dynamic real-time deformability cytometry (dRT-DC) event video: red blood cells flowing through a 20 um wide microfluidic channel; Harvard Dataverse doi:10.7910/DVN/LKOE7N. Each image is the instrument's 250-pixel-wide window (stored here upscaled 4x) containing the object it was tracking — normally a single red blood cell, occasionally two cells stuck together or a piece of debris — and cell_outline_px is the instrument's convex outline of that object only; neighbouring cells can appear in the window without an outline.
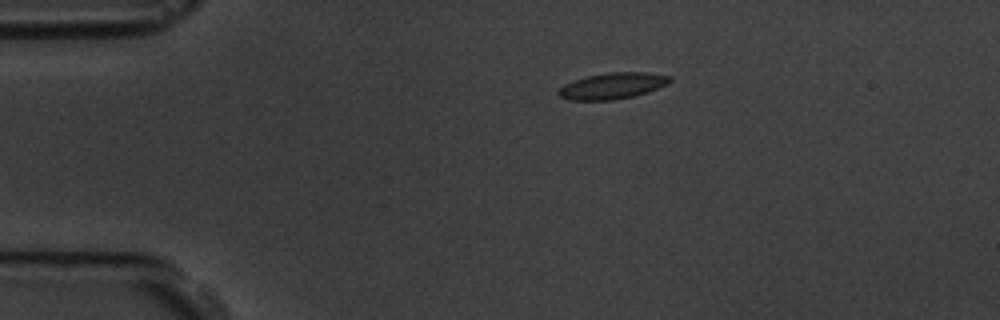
{"species": "common noctule bat (a hibernating species)", "species_latin": "Nyctalus noctula", "temperature_condition": "room temperature", "stored_images_in_passage": 13, "camera_frame_rate_fps": 3000, "um_per_image_px": 0.085, "animal": {"sex": "male", "body_mass_g": 19.5, "forearm_length_mm": 54.6}, "frame": {"image": 1, "passage_image": 1, "time_ms": 0.0, "image_size_px": [1000, 320], "cell_outline_px": [[672, 80], [668, 84], [632, 96], [612, 100], [568, 100], [560, 96], [556, 92], [564, 84], [572, 80], [588, 76], [608, 72], [648, 72], [672, 76]], "centroid_in_image_um": [52.04, 7.28], "position_along_channel_um": 33.0, "area_um2": 16.94}}
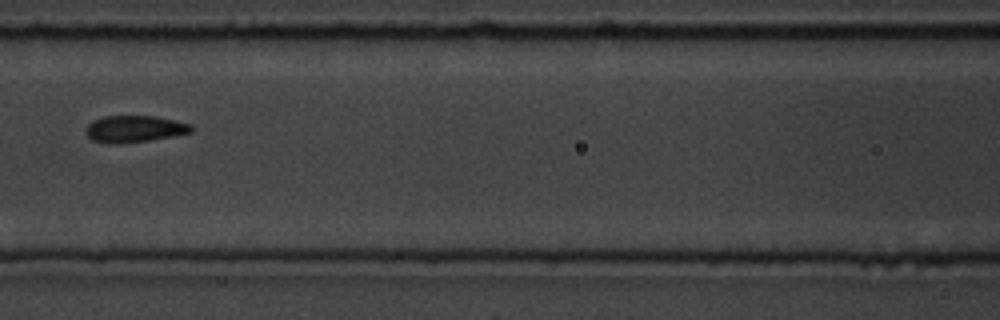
{"frame": {"image": 2, "passage_image": 5, "time_ms": 4.667, "image_size_px": [1000, 320], "cell_outline_px": [[192, 132], [172, 136], [148, 140], [120, 144], [108, 144], [92, 140], [88, 136], [88, 124], [92, 120], [104, 116], [156, 116], [192, 124]], "centroid_in_image_um": [11.43, 10.95], "position_along_channel_um": 155.2, "area_um2": 16.36}}
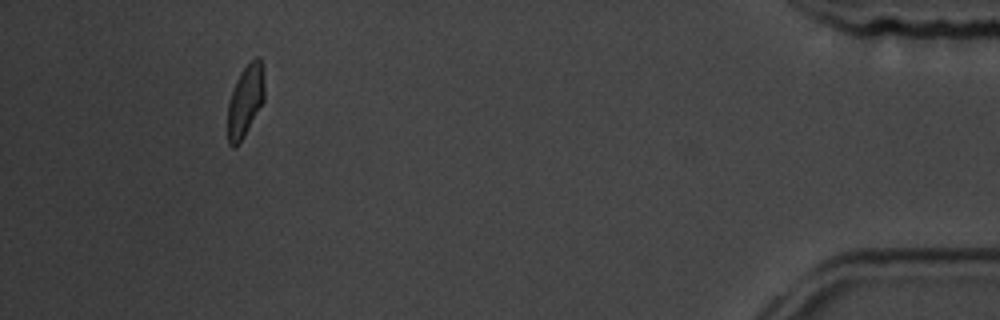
{"frame": {"image": 3, "passage_image": 12, "time_ms": 13.667, "image_size_px": [1000, 320], "cell_outline_px": [[264, 100], [244, 136], [232, 148], [228, 144], [228, 104], [236, 80], [240, 72], [256, 56], [260, 56], [264, 84]], "centroid_in_image_um": [20.85, 8.55], "position_along_channel_um": 414.4, "area_um2": 15.03}, "authors_computed_cell_mechanics": {"area_um2": 16.3574, "velocity_mm_per_s": 3.6215, "shape_relaxation_time_tau1_ms": 2.0711, "shape_relaxation_time_tau2_ms": null, "deformation_change_tau1": 0.0994, "deformation_change_tau2": null}}